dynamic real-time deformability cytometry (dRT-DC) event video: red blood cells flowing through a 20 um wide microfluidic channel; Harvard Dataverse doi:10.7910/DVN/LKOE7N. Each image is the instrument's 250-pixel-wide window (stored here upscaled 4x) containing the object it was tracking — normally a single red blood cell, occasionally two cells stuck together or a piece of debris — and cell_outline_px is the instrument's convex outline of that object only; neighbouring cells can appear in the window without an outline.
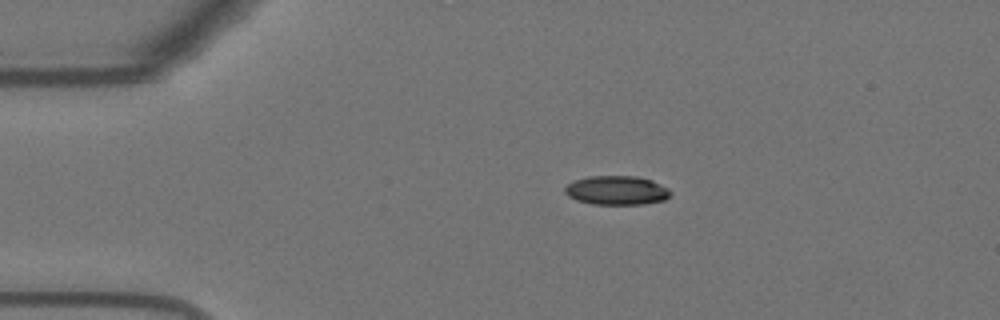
{"species": "Egyptian fruit bat (a non-hibernating species)", "species_latin": "Rousettus aegyptiacus", "temperature_condition": "warm", "stored_images_in_passage": 45, "camera_frame_rate_fps": 3000, "um_per_image_px": 0.085, "animal": {"sex": "female"}, "frame": {"image": 1, "passage_image": 1, "time_ms": 0.0, "image_size_px": [1000, 320], "cell_outline_px": [[672, 192], [664, 200], [644, 204], [592, 204], [576, 200], [568, 196], [564, 192], [564, 188], [568, 184], [576, 180], [588, 176], [636, 176], [652, 180], [668, 188]], "centroid_in_image_um": [52.41, 16.18], "position_along_channel_um": 32.6, "area_um2": 17.86}}
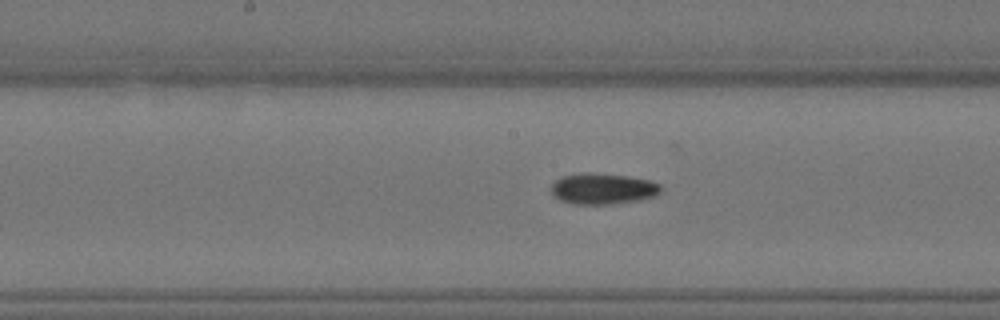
{"frame": {"image": 2, "passage_image": 18, "time_ms": 5.667, "image_size_px": [1000, 320], "cell_outline_px": [[664, 188], [656, 196], [640, 200], [608, 204], [576, 204], [560, 200], [552, 192], [552, 184], [556, 180], [564, 176], [584, 172], [592, 172], [628, 176], [652, 180], [660, 184]], "centroid_in_image_um": [51.31, 16.03], "position_along_channel_um": 196.9, "area_um2": 19.88}}
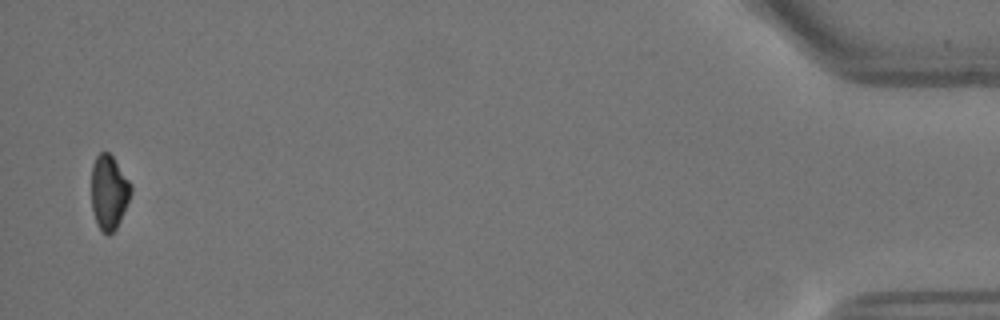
{"frame": {"image": 3, "passage_image": 44, "time_ms": 14.333, "image_size_px": [1000, 320], "cell_outline_px": [[132, 192], [120, 220], [116, 228], [108, 236], [100, 228], [96, 220], [92, 208], [92, 164], [96, 156], [100, 152], [108, 152], [112, 156], [132, 184]], "centroid_in_image_um": [9.27, 16.31], "position_along_channel_um": 425.9, "area_um2": 16.94}}